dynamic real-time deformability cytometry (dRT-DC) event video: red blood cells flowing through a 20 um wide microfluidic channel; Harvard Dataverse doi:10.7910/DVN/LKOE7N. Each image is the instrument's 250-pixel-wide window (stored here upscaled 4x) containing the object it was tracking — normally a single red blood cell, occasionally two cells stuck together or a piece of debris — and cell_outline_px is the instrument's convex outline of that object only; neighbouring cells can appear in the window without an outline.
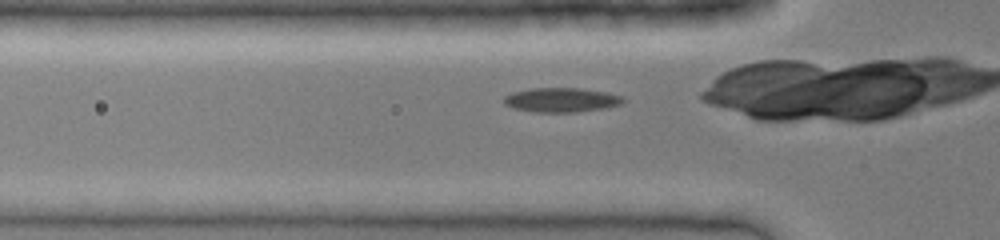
{"species": "common noctule bat (a hibernating species)", "species_latin": "Nyctalus noctula", "temperature_condition": "cold", "stored_images_in_passage": 26, "camera_frame_rate_fps": 3000, "um_per_image_px": 0.085, "animal": {"sex": "female", "body_mass_g": 19.0, "forearm_length_mm": 51.5}, "frame": {"image": 1, "passage_image": 5, "time_ms": 1.333, "image_size_px": [1000, 240], "cell_outline_px": [[624, 100], [620, 104], [604, 108], [576, 112], [536, 112], [512, 108], [504, 104], [504, 96], [512, 92], [532, 88], [580, 88], [604, 92], [620, 96]], "centroid_in_image_um": [47.65, 8.49], "position_along_channel_um": 78.2, "area_um2": 16.76}}
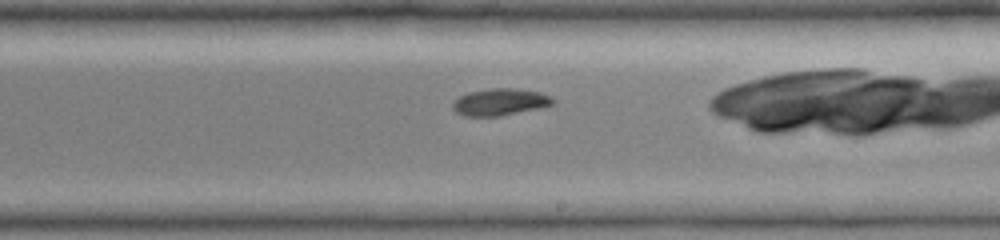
{"frame": {"image": 2, "passage_image": 16, "time_ms": 5.0, "image_size_px": [1000, 240], "cell_outline_px": [[556, 100], [552, 104], [540, 108], [500, 116], [464, 116], [456, 112], [452, 108], [452, 104], [460, 96], [468, 92], [488, 88], [516, 88], [540, 92]], "centroid_in_image_um": [42.49, 8.67], "position_along_channel_um": 246.5, "area_um2": 15.72}}
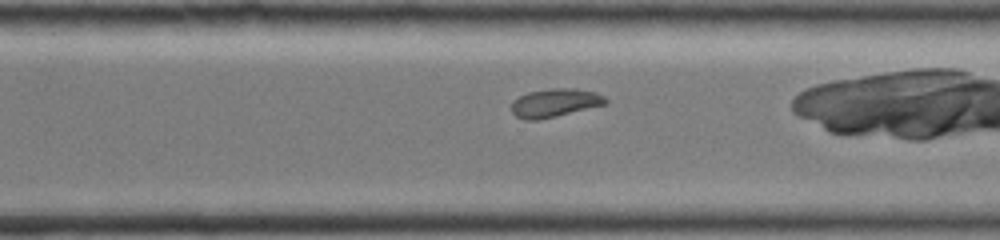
{"frame": {"image": 3, "passage_image": 21, "time_ms": 6.667, "image_size_px": [1000, 240], "cell_outline_px": [[608, 104], [540, 120], [524, 120], [516, 116], [512, 112], [512, 100], [528, 92], [552, 88], [572, 88], [596, 92], [604, 96], [608, 100]], "centroid_in_image_um": [47.18, 8.75], "position_along_channel_um": 323.4, "area_um2": 15.72}}